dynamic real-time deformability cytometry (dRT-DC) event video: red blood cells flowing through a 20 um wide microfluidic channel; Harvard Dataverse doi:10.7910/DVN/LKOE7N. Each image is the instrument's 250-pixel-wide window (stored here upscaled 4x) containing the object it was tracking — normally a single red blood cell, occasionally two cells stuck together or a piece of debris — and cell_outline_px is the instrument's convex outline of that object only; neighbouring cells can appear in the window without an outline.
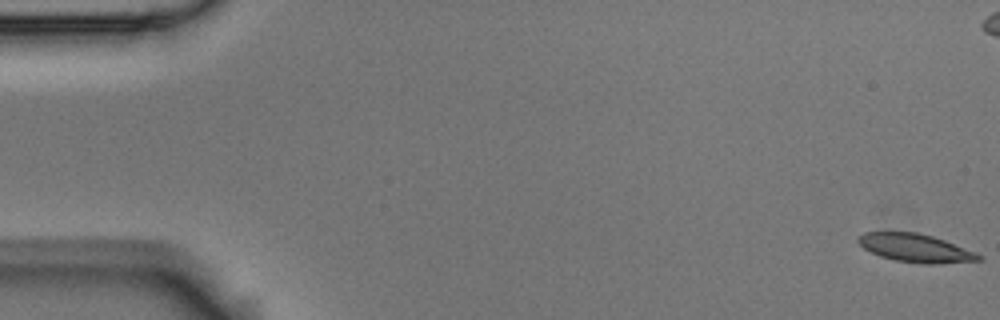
{"species": "Egyptian fruit bat (a non-hibernating species)", "species_latin": "Rousettus aegyptiacus", "temperature_condition": "room temperature", "stored_images_in_passage": 14, "camera_frame_rate_fps": 3000, "um_per_image_px": 0.085, "animal": {"sex": "male"}, "frame": {"image": 1, "passage_image": 1, "time_ms": 0.0, "image_size_px": [1000, 320], "cell_outline_px": [[980, 260], [932, 264], [924, 264], [896, 260], [880, 256], [864, 248], [856, 240], [856, 236], [864, 232], [916, 232], [932, 236], [944, 240], [976, 252], [980, 256]], "centroid_in_image_um": [77.77, 21.07], "position_along_channel_um": 7.2, "area_um2": 19.59}}